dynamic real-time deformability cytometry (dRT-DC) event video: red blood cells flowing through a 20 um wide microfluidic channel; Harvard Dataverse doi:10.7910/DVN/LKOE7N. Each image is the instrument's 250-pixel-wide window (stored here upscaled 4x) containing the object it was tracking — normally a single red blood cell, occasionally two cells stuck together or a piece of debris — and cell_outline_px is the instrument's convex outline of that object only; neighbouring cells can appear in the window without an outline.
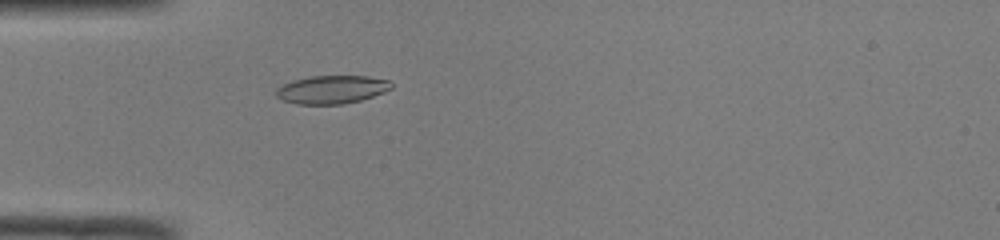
{"species": "common noctule bat (a hibernating species)", "species_latin": "Nyctalus noctula", "temperature_condition": "room temperature", "stored_images_in_passage": 35, "camera_frame_rate_fps": 3000, "um_per_image_px": 0.085, "animal": {"sex": "male", "body_mass_g": 19.0, "forearm_length_mm": 50.8}, "frame": {"image": 1, "passage_image": 1, "time_ms": 0.0, "image_size_px": [1000, 240], "cell_outline_px": [[392, 88], [384, 92], [360, 100], [344, 104], [296, 104], [284, 100], [276, 96], [276, 88], [292, 80], [312, 76], [368, 76], [388, 80], [392, 84]], "centroid_in_image_um": [28.2, 7.61], "position_along_channel_um": 56.8, "area_um2": 18.84}}
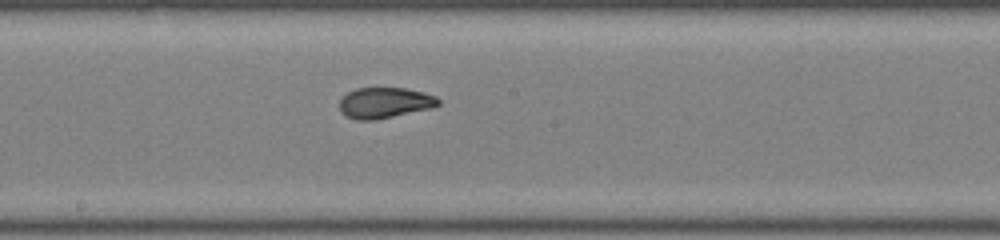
{"frame": {"image": 2, "passage_image": 13, "time_ms": 4.0, "image_size_px": [1000, 240], "cell_outline_px": [[440, 104], [432, 108], [372, 120], [356, 120], [344, 116], [340, 112], [340, 100], [348, 92], [356, 88], [404, 88], [424, 92], [436, 96], [440, 100]], "centroid_in_image_um": [32.69, 8.73], "position_along_channel_um": 215.5, "area_um2": 17.69}}
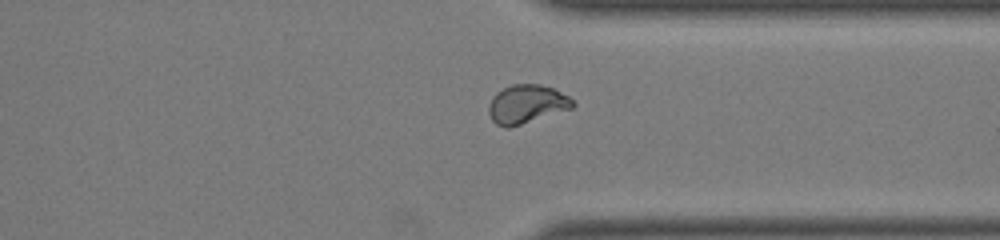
{"frame": {"image": 3, "passage_image": 24, "time_ms": 7.667, "image_size_px": [1000, 240], "cell_outline_px": [[576, 104], [572, 108], [508, 128], [504, 128], [496, 124], [492, 120], [488, 112], [488, 104], [492, 96], [496, 92], [512, 84], [540, 84], [552, 88], [568, 96]], "centroid_in_image_um": [44.72, 8.85], "position_along_channel_um": 366.7, "area_um2": 18.84}, "authors_computed_cell_mechanics": {"area_um2": 18.2648, "velocity_mm_per_s": 4.1015, "shape_relaxation_time_tau1_ms": 7.0982, "shape_relaxation_time_tau2_ms": 1.0458, "deformation_change_tau1": 0.2427, "deformation_change_tau2": 0.0614}}